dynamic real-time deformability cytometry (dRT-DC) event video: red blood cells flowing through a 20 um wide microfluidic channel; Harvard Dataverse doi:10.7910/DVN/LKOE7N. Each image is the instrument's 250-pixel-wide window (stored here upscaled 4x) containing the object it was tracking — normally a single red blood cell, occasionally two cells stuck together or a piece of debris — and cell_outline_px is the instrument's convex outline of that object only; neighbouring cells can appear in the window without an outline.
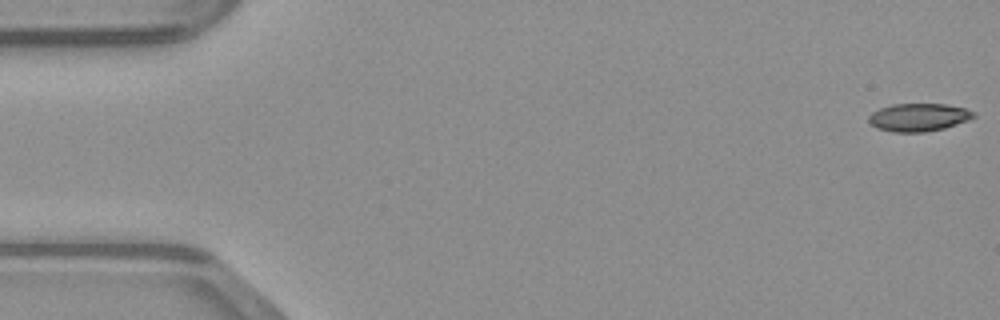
{"species": "common noctule bat (a hibernating species)", "species_latin": "Nyctalus noctula", "temperature_condition": "warm", "stored_images_in_passage": 49, "camera_frame_rate_fps": 3000, "um_per_image_px": 0.085, "animal": {"sex": "male", "body_mass_g": 23.1, "forearm_length_mm": 52.7}, "frame": {"image": 1, "passage_image": 1, "time_ms": 0.0, "image_size_px": [1000, 320], "cell_outline_px": [[976, 116], [968, 120], [944, 128], [924, 132], [892, 132], [876, 128], [868, 120], [868, 116], [872, 112], [880, 108], [892, 104], [944, 104], [964, 108], [976, 112]], "centroid_in_image_um": [78.07, 9.97], "position_along_channel_um": 6.9, "area_um2": 17.05}}
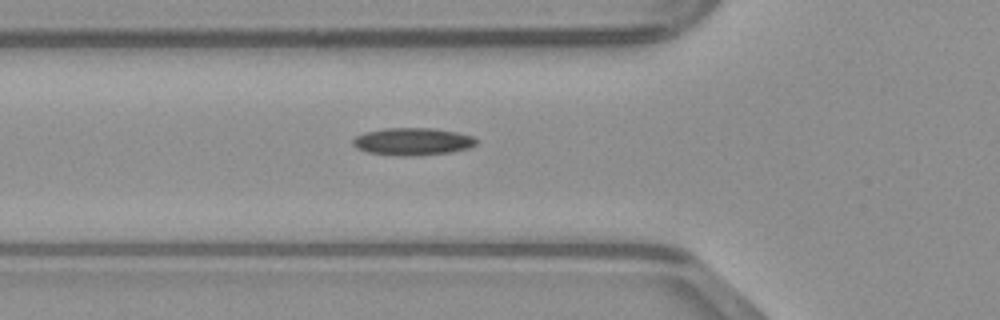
{"frame": {"image": 2, "passage_image": 17, "time_ms": 5.333, "image_size_px": [1000, 320], "cell_outline_px": [[476, 144], [468, 148], [448, 152], [416, 156], [400, 156], [368, 152], [356, 148], [352, 144], [352, 140], [356, 136], [364, 132], [384, 128], [432, 128], [456, 132], [472, 136], [476, 140]], "centroid_in_image_um": [35.03, 12.03], "position_along_channel_um": 90.8, "area_um2": 19.65}}
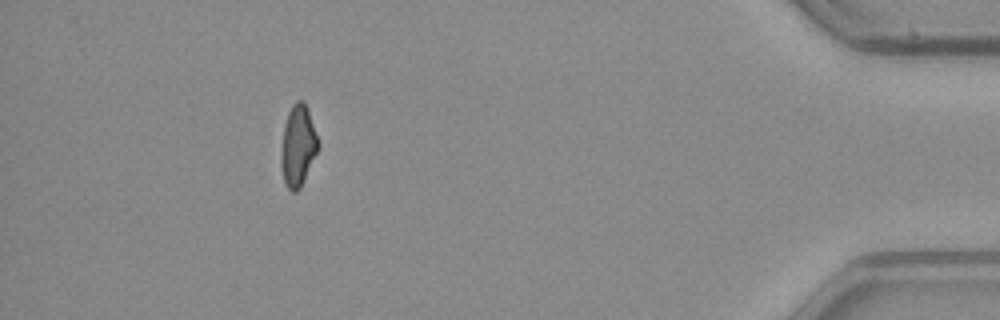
{"frame": {"image": 3, "passage_image": 44, "time_ms": 14.333, "image_size_px": [1000, 320], "cell_outline_px": [[320, 144], [300, 188], [296, 192], [292, 192], [284, 184], [280, 164], [280, 152], [284, 124], [288, 112], [292, 104], [296, 100], [304, 100], [308, 108]], "centroid_in_image_um": [25.31, 12.37], "position_along_channel_um": 409.9, "area_um2": 17.74}}